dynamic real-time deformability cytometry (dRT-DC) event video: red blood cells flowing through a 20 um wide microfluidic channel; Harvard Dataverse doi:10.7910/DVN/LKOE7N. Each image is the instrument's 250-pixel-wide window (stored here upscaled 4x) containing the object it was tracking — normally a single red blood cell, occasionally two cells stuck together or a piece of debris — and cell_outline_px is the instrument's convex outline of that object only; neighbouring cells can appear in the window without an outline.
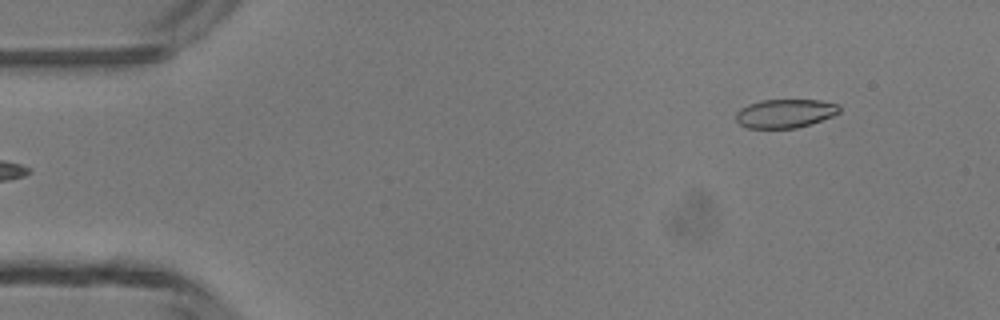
{"species": "common noctule bat (a hibernating species)", "species_latin": "Nyctalus noctula", "temperature_condition": "room temperature", "stored_images_in_passage": 4, "camera_frame_rate_fps": 3000, "um_per_image_px": 0.085, "animal": {"sex": "male", "body_mass_g": 13.3}, "frame": {"image": 1, "passage_image": 4, "time_ms": 4.0, "image_size_px": [1000, 320], "cell_outline_px": [[840, 112], [832, 116], [796, 128], [748, 128], [740, 124], [736, 120], [736, 112], [740, 108], [748, 104], [760, 100], [820, 100], [836, 104], [840, 108]], "centroid_in_image_um": [66.7, 9.63], "position_along_channel_um": 18.3, "area_um2": 17.17}}